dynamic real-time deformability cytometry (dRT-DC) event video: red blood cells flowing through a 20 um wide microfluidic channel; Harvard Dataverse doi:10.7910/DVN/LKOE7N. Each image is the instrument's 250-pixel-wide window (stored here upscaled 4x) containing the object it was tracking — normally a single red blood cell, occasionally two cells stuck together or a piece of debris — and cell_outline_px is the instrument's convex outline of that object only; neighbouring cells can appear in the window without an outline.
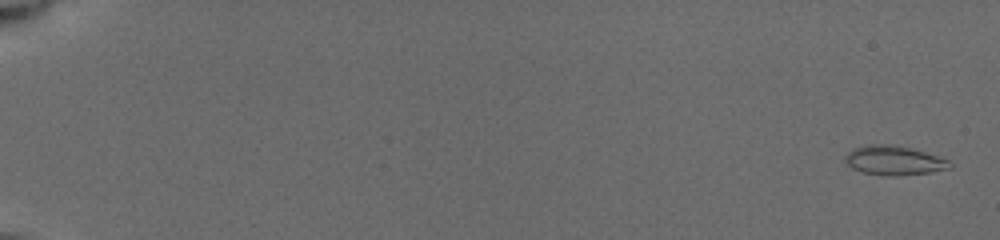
{"species": "common noctule bat (a hibernating species)", "species_latin": "Nyctalus noctula", "temperature_condition": "cold", "stored_images_in_passage": 17, "camera_frame_rate_fps": 3000, "um_per_image_px": 0.085, "animal": {"sex": "female", "body_mass_g": 19.5, "forearm_length_mm": 54.1}, "frame": {"image": 1, "passage_image": 1, "time_ms": 0.0, "image_size_px": [1000, 240], "cell_outline_px": [[952, 168], [932, 172], [896, 176], [888, 176], [864, 172], [852, 168], [844, 160], [844, 156], [852, 148], [868, 144], [884, 144], [908, 148], [924, 152], [948, 160], [952, 164]], "centroid_in_image_um": [75.97, 13.65], "position_along_channel_um": 9.0, "area_um2": 17.69}}
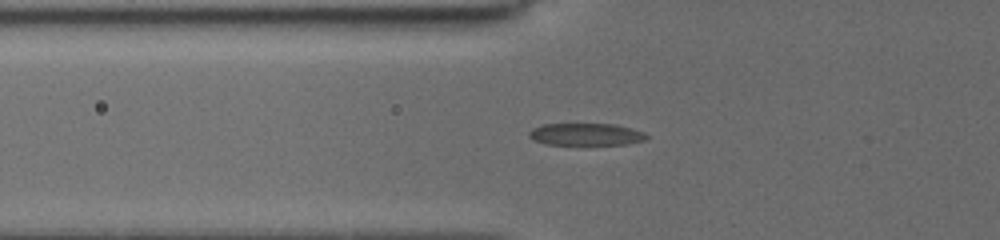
{"frame": {"image": 2, "passage_image": 14, "time_ms": 6.667, "image_size_px": [1000, 240], "cell_outline_px": [[648, 136], [644, 140], [628, 144], [584, 148], [544, 144], [532, 140], [528, 136], [528, 132], [532, 128], [544, 124], [616, 124], [632, 128], [644, 132]], "centroid_in_image_um": [49.78, 11.48], "position_along_channel_um": 76.0, "area_um2": 16.42}}
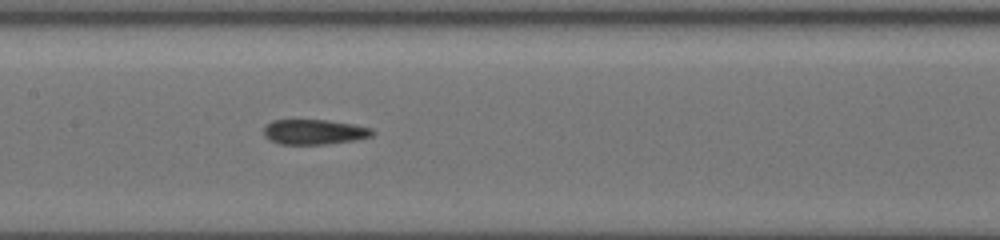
{"frame": {"image": 3, "passage_image": 17, "time_ms": 9.333, "image_size_px": [1000, 240], "cell_outline_px": [[376, 132], [372, 136], [352, 140], [324, 144], [280, 144], [264, 136], [264, 128], [272, 120], [328, 120], [352, 124], [372, 128]], "centroid_in_image_um": [26.72, 11.2], "position_along_channel_um": 180.7, "area_um2": 15.66}}